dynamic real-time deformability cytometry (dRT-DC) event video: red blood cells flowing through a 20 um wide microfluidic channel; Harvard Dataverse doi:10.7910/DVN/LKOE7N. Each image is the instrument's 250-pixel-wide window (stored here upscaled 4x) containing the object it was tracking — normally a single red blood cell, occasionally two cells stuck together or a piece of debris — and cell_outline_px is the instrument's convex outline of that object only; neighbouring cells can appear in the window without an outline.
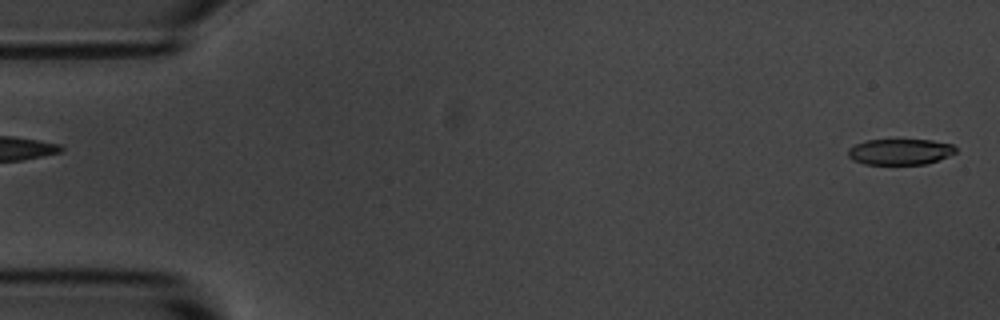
{"species": "common noctule bat (a hibernating species)", "species_latin": "Nyctalus noctula", "temperature_condition": "room temperature", "stored_images_in_passage": 4, "camera_frame_rate_fps": 3000, "um_per_image_px": 0.085, "animal": {"sex": "male", "body_mass_g": 20.1, "forearm_length_mm": 53.5}, "frame": {"image": 1, "passage_image": 1, "time_ms": 0.0, "image_size_px": [1000, 320], "cell_outline_px": [[956, 152], [948, 156], [924, 164], [864, 164], [852, 160], [848, 156], [848, 148], [856, 144], [868, 140], [932, 140], [952, 144], [956, 148]], "centroid_in_image_um": [76.48, 12.9], "position_along_channel_um": 8.5, "area_um2": 16.13}}
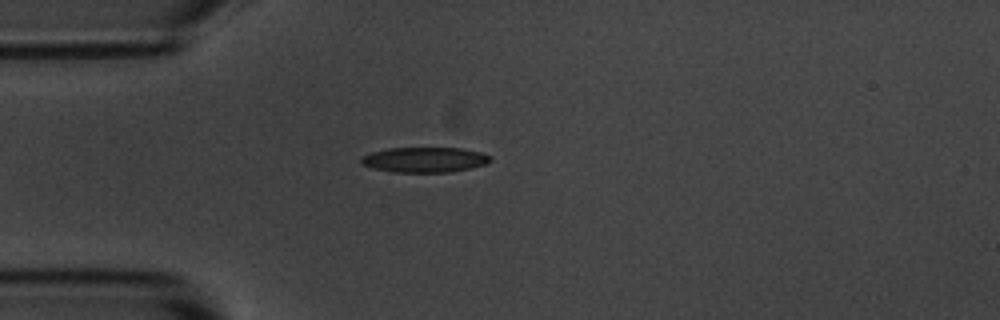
{"frame": {"image": 2, "passage_image": 4, "time_ms": 4.333, "image_size_px": [1000, 320], "cell_outline_px": [[492, 160], [484, 164], [452, 172], [392, 172], [372, 168], [360, 164], [360, 156], [372, 152], [388, 148], [460, 148], [480, 152], [492, 156]], "centroid_in_image_um": [36.04, 13.58], "position_along_channel_um": 49.0, "area_um2": 19.02}}